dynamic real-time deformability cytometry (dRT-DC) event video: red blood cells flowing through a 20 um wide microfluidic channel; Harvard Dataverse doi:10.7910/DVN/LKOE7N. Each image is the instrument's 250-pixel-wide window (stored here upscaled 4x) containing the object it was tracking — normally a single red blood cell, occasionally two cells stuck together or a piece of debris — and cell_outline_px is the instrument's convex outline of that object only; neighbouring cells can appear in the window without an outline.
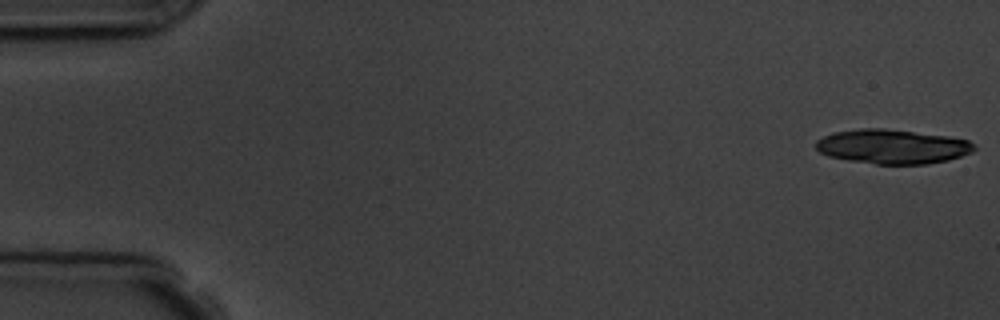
{"species": "common noctule bat (a hibernating species)", "species_latin": "Nyctalus noctula", "temperature_condition": "room temperature", "stored_images_in_passage": 15, "camera_frame_rate_fps": 3000, "um_per_image_px": 0.085, "animal": {"sex": "male", "body_mass_g": 19.5, "forearm_length_mm": 54.6}, "frame": {"image": 1, "passage_image": 1, "time_ms": 0.0, "image_size_px": [1000, 320], "cell_outline_px": [[976, 148], [972, 152], [948, 160], [928, 164], [876, 164], [848, 160], [828, 156], [820, 152], [816, 148], [816, 140], [832, 132], [860, 128], [884, 128], [948, 136], [968, 140], [976, 144]], "centroid_in_image_um": [75.85, 12.45], "position_along_channel_um": 9.1, "area_um2": 31.85}, "authors_computed_cell_mechanics": {"area_um2": 21.5594, "velocity_mm_per_s": 3.7353, "shape_relaxation_time_tau1_ms": 3.0057, "shape_relaxation_time_tau2_ms": 3.4641, "deformation_change_tau1": 0.1107, "deformation_change_tau2": 0.1162}}